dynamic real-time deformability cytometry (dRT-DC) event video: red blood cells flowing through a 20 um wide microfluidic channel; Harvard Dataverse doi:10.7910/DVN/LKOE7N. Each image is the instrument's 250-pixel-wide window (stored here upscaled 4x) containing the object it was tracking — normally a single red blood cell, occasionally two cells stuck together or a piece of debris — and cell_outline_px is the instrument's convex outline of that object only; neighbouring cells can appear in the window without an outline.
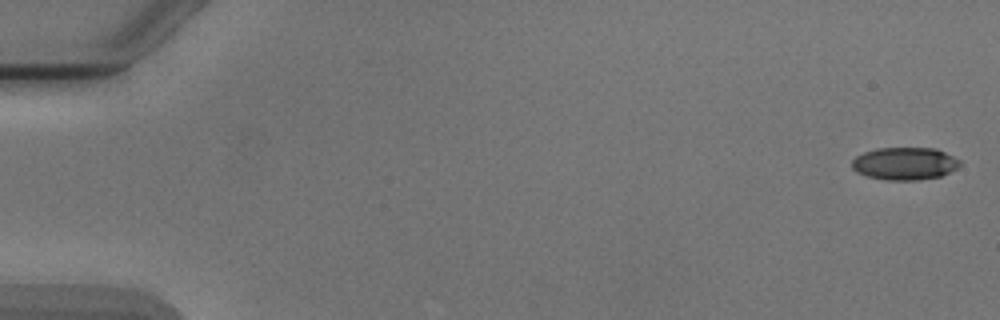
{"species": "Egyptian fruit bat (a non-hibernating species)", "species_latin": "Rousettus aegyptiacus", "temperature_condition": "cold", "stored_images_in_passage": 4, "camera_frame_rate_fps": 3000, "um_per_image_px": 0.085, "animal": {"sex": "male"}, "frame": {"image": 1, "passage_image": 1, "time_ms": 0.0, "image_size_px": [1000, 320], "cell_outline_px": [[960, 164], [956, 168], [940, 176], [916, 180], [888, 180], [868, 176], [856, 172], [852, 168], [852, 160], [856, 156], [864, 152], [876, 148], [936, 148], [960, 160]], "centroid_in_image_um": [76.87, 13.89], "position_along_channel_um": 8.1, "area_um2": 20.35}}
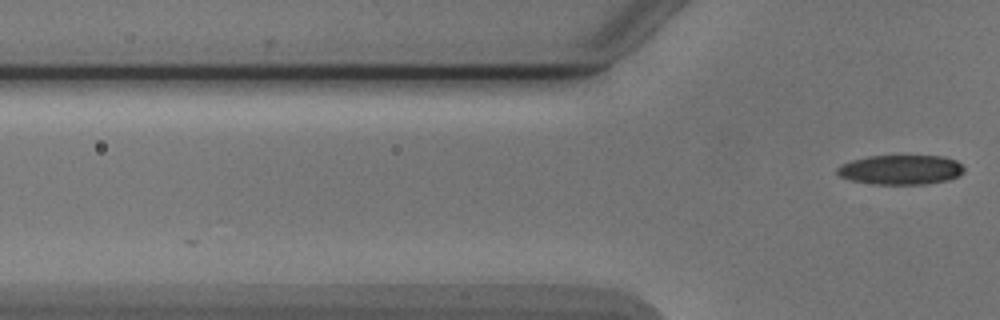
{"frame": {"image": 2, "passage_image": 4, "time_ms": 4.667, "image_size_px": [1000, 320], "cell_outline_px": [[964, 172], [960, 176], [948, 180], [924, 184], [872, 184], [852, 180], [840, 176], [836, 172], [836, 168], [840, 164], [852, 160], [868, 156], [944, 156], [956, 160], [964, 168]], "centroid_in_image_um": [76.57, 14.42], "position_along_channel_um": 49.2, "area_um2": 21.96}}